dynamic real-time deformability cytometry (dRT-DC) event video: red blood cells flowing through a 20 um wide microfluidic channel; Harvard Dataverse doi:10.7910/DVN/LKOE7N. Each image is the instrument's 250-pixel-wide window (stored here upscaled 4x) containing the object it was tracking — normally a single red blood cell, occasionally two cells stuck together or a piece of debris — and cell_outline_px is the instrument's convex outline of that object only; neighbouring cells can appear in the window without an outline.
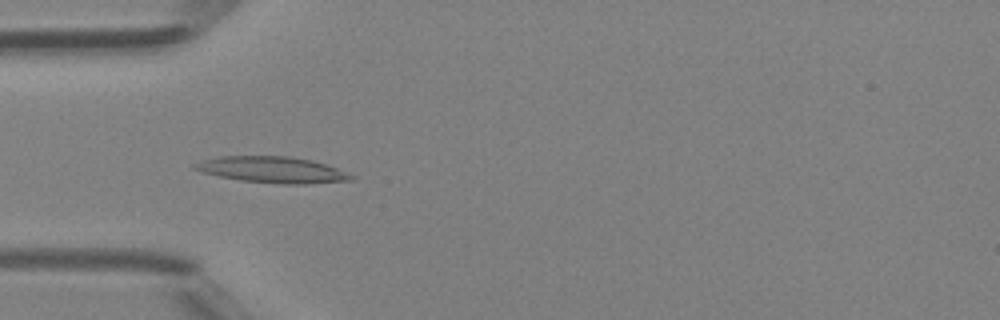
{"species": "Egyptian fruit bat (a non-hibernating species)", "species_latin": "Rousettus aegyptiacus", "temperature_condition": "room temperature", "stored_images_in_passage": 41, "camera_frame_rate_fps": 3000, "um_per_image_px": 0.085, "animal": {"sex": "female"}, "frame": {"image": 1, "passage_image": 14, "time_ms": 4.333, "image_size_px": [1000, 320], "cell_outline_px": [[356, 176], [352, 180], [304, 184], [280, 184], [240, 180], [220, 176], [204, 172], [192, 168], [192, 164], [200, 160], [220, 156], [288, 156], [312, 160], [336, 168]], "centroid_in_image_um": [23.13, 14.42], "position_along_channel_um": 61.9, "area_um2": 23.81}}
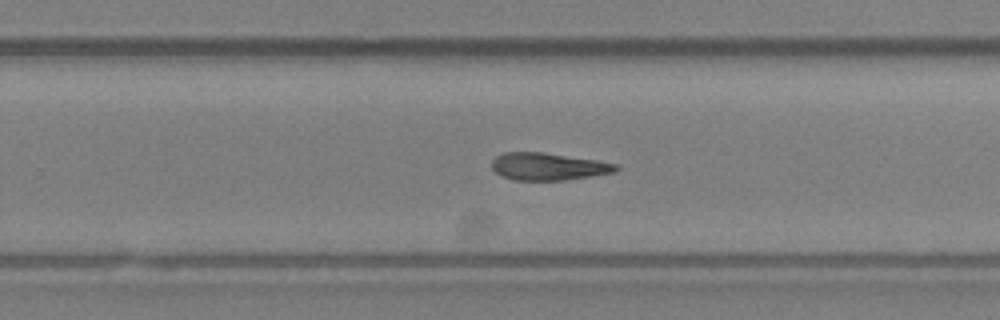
{"frame": {"image": 2, "passage_image": 30, "time_ms": 9.667, "image_size_px": [1000, 320], "cell_outline_px": [[620, 168], [616, 172], [592, 176], [564, 180], [516, 180], [500, 176], [492, 168], [492, 160], [496, 156], [504, 152], [544, 152], [596, 160], [616, 164]], "centroid_in_image_um": [46.59, 14.15], "position_along_channel_um": 283.2, "area_um2": 19.83}}
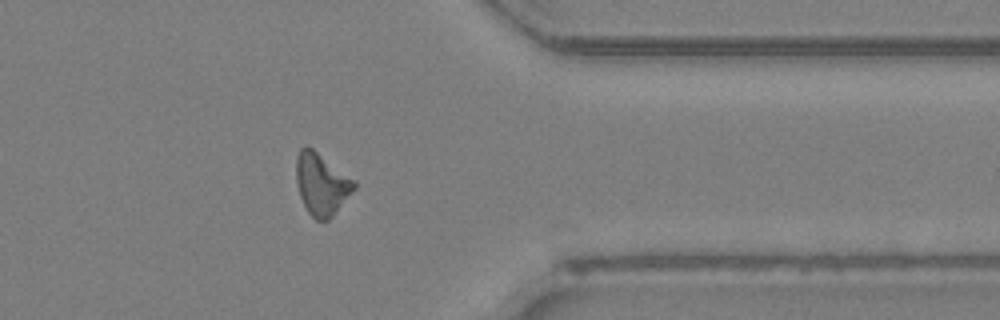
{"frame": {"image": 3, "passage_image": 38, "time_ms": 12.333, "image_size_px": [1000, 320], "cell_outline_px": [[356, 188], [332, 216], [328, 220], [316, 220], [308, 212], [300, 196], [296, 184], [296, 156], [300, 148], [312, 148], [356, 180]], "centroid_in_image_um": [27.33, 15.64], "position_along_channel_um": 384.1, "area_um2": 20.81}}